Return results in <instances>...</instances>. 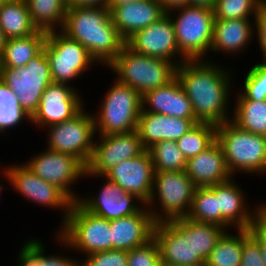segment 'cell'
<instances>
[{"label": "cell", "instance_id": "cell-21", "mask_svg": "<svg viewBox=\"0 0 266 266\" xmlns=\"http://www.w3.org/2000/svg\"><path fill=\"white\" fill-rule=\"evenodd\" d=\"M254 38L255 19H215L209 54L222 53L235 59V56L245 54L248 46L255 42Z\"/></svg>", "mask_w": 266, "mask_h": 266}, {"label": "cell", "instance_id": "cell-29", "mask_svg": "<svg viewBox=\"0 0 266 266\" xmlns=\"http://www.w3.org/2000/svg\"><path fill=\"white\" fill-rule=\"evenodd\" d=\"M26 239V240H25ZM22 241L21 248L18 251L16 258L17 265L15 266H79V259L81 256L73 257L58 253L46 252L48 248L40 238H26ZM46 252V253H45ZM59 254V255H58Z\"/></svg>", "mask_w": 266, "mask_h": 266}, {"label": "cell", "instance_id": "cell-7", "mask_svg": "<svg viewBox=\"0 0 266 266\" xmlns=\"http://www.w3.org/2000/svg\"><path fill=\"white\" fill-rule=\"evenodd\" d=\"M168 14L174 26L179 52L187 60L213 61L207 55L213 38V9L188 5Z\"/></svg>", "mask_w": 266, "mask_h": 266}, {"label": "cell", "instance_id": "cell-6", "mask_svg": "<svg viewBox=\"0 0 266 266\" xmlns=\"http://www.w3.org/2000/svg\"><path fill=\"white\" fill-rule=\"evenodd\" d=\"M96 113L92 111L96 135L128 133L137 130L142 110V96L114 78Z\"/></svg>", "mask_w": 266, "mask_h": 266}, {"label": "cell", "instance_id": "cell-43", "mask_svg": "<svg viewBox=\"0 0 266 266\" xmlns=\"http://www.w3.org/2000/svg\"><path fill=\"white\" fill-rule=\"evenodd\" d=\"M255 39L256 45L261 51L263 60H266V0L262 1L260 5L258 15L255 18Z\"/></svg>", "mask_w": 266, "mask_h": 266}, {"label": "cell", "instance_id": "cell-12", "mask_svg": "<svg viewBox=\"0 0 266 266\" xmlns=\"http://www.w3.org/2000/svg\"><path fill=\"white\" fill-rule=\"evenodd\" d=\"M46 131L48 149L70 154L87 166L96 133L93 114L90 110L87 112L86 106L73 118L44 128Z\"/></svg>", "mask_w": 266, "mask_h": 266}, {"label": "cell", "instance_id": "cell-1", "mask_svg": "<svg viewBox=\"0 0 266 266\" xmlns=\"http://www.w3.org/2000/svg\"><path fill=\"white\" fill-rule=\"evenodd\" d=\"M222 64L216 59L186 60L176 69V78L191 101L194 115L200 123L217 126L231 121V96L233 90L237 91L233 89L236 70Z\"/></svg>", "mask_w": 266, "mask_h": 266}, {"label": "cell", "instance_id": "cell-13", "mask_svg": "<svg viewBox=\"0 0 266 266\" xmlns=\"http://www.w3.org/2000/svg\"><path fill=\"white\" fill-rule=\"evenodd\" d=\"M153 238L158 243L162 266L205 265V261L195 255L193 220L182 217L155 222Z\"/></svg>", "mask_w": 266, "mask_h": 266}, {"label": "cell", "instance_id": "cell-5", "mask_svg": "<svg viewBox=\"0 0 266 266\" xmlns=\"http://www.w3.org/2000/svg\"><path fill=\"white\" fill-rule=\"evenodd\" d=\"M216 141L222 148L226 165L233 177L239 173L265 177V136L244 131L229 121L217 125Z\"/></svg>", "mask_w": 266, "mask_h": 266}, {"label": "cell", "instance_id": "cell-37", "mask_svg": "<svg viewBox=\"0 0 266 266\" xmlns=\"http://www.w3.org/2000/svg\"><path fill=\"white\" fill-rule=\"evenodd\" d=\"M263 0H216L215 19H255Z\"/></svg>", "mask_w": 266, "mask_h": 266}, {"label": "cell", "instance_id": "cell-30", "mask_svg": "<svg viewBox=\"0 0 266 266\" xmlns=\"http://www.w3.org/2000/svg\"><path fill=\"white\" fill-rule=\"evenodd\" d=\"M0 27L7 39L27 37L38 30L25 0H8L0 8Z\"/></svg>", "mask_w": 266, "mask_h": 266}, {"label": "cell", "instance_id": "cell-32", "mask_svg": "<svg viewBox=\"0 0 266 266\" xmlns=\"http://www.w3.org/2000/svg\"><path fill=\"white\" fill-rule=\"evenodd\" d=\"M233 231L227 230L222 234V236L218 239L214 249L207 257L205 266L241 265L243 229H235Z\"/></svg>", "mask_w": 266, "mask_h": 266}, {"label": "cell", "instance_id": "cell-19", "mask_svg": "<svg viewBox=\"0 0 266 266\" xmlns=\"http://www.w3.org/2000/svg\"><path fill=\"white\" fill-rule=\"evenodd\" d=\"M126 44L137 53L167 60L177 67L187 60L179 52L174 26L168 13L155 23L137 31Z\"/></svg>", "mask_w": 266, "mask_h": 266}, {"label": "cell", "instance_id": "cell-41", "mask_svg": "<svg viewBox=\"0 0 266 266\" xmlns=\"http://www.w3.org/2000/svg\"><path fill=\"white\" fill-rule=\"evenodd\" d=\"M128 251L108 250L96 252L79 259V266H127Z\"/></svg>", "mask_w": 266, "mask_h": 266}, {"label": "cell", "instance_id": "cell-2", "mask_svg": "<svg viewBox=\"0 0 266 266\" xmlns=\"http://www.w3.org/2000/svg\"><path fill=\"white\" fill-rule=\"evenodd\" d=\"M61 31L84 46L102 67H107L126 44L112 23L110 11L101 6L68 7Z\"/></svg>", "mask_w": 266, "mask_h": 266}, {"label": "cell", "instance_id": "cell-15", "mask_svg": "<svg viewBox=\"0 0 266 266\" xmlns=\"http://www.w3.org/2000/svg\"><path fill=\"white\" fill-rule=\"evenodd\" d=\"M101 178L103 184L95 194L80 195L77 202L87 211L107 220L119 219L137 213L145 204L135 195L123 191L115 182L106 176L90 174L87 170L85 176ZM84 196V197H83Z\"/></svg>", "mask_w": 266, "mask_h": 266}, {"label": "cell", "instance_id": "cell-45", "mask_svg": "<svg viewBox=\"0 0 266 266\" xmlns=\"http://www.w3.org/2000/svg\"><path fill=\"white\" fill-rule=\"evenodd\" d=\"M68 7L72 6H101L107 8L108 0H65Z\"/></svg>", "mask_w": 266, "mask_h": 266}, {"label": "cell", "instance_id": "cell-10", "mask_svg": "<svg viewBox=\"0 0 266 266\" xmlns=\"http://www.w3.org/2000/svg\"><path fill=\"white\" fill-rule=\"evenodd\" d=\"M4 166L0 167L2 169L0 180L2 181L3 178L5 182L7 180L10 185L8 187L20 193L27 203L29 201L54 211L60 210L62 213L60 228L67 219L73 201L60 188L37 176L24 162Z\"/></svg>", "mask_w": 266, "mask_h": 266}, {"label": "cell", "instance_id": "cell-18", "mask_svg": "<svg viewBox=\"0 0 266 266\" xmlns=\"http://www.w3.org/2000/svg\"><path fill=\"white\" fill-rule=\"evenodd\" d=\"M145 150L137 130L128 133L97 135L86 170L90 174L103 176L121 161L137 157Z\"/></svg>", "mask_w": 266, "mask_h": 266}, {"label": "cell", "instance_id": "cell-9", "mask_svg": "<svg viewBox=\"0 0 266 266\" xmlns=\"http://www.w3.org/2000/svg\"><path fill=\"white\" fill-rule=\"evenodd\" d=\"M43 49L49 60L54 83L75 87L74 80L82 78L90 68L99 66L84 46L61 30L47 32Z\"/></svg>", "mask_w": 266, "mask_h": 266}, {"label": "cell", "instance_id": "cell-46", "mask_svg": "<svg viewBox=\"0 0 266 266\" xmlns=\"http://www.w3.org/2000/svg\"><path fill=\"white\" fill-rule=\"evenodd\" d=\"M165 13H169L184 6H188V0H159Z\"/></svg>", "mask_w": 266, "mask_h": 266}, {"label": "cell", "instance_id": "cell-42", "mask_svg": "<svg viewBox=\"0 0 266 266\" xmlns=\"http://www.w3.org/2000/svg\"><path fill=\"white\" fill-rule=\"evenodd\" d=\"M240 266H264L260 245L250 234L249 229H243V250Z\"/></svg>", "mask_w": 266, "mask_h": 266}, {"label": "cell", "instance_id": "cell-27", "mask_svg": "<svg viewBox=\"0 0 266 266\" xmlns=\"http://www.w3.org/2000/svg\"><path fill=\"white\" fill-rule=\"evenodd\" d=\"M47 32L37 30L35 33L21 38L8 39L0 56V68H20L36 55L44 47Z\"/></svg>", "mask_w": 266, "mask_h": 266}, {"label": "cell", "instance_id": "cell-38", "mask_svg": "<svg viewBox=\"0 0 266 266\" xmlns=\"http://www.w3.org/2000/svg\"><path fill=\"white\" fill-rule=\"evenodd\" d=\"M245 74L243 85L237 90L249 100H266V60L254 63Z\"/></svg>", "mask_w": 266, "mask_h": 266}, {"label": "cell", "instance_id": "cell-33", "mask_svg": "<svg viewBox=\"0 0 266 266\" xmlns=\"http://www.w3.org/2000/svg\"><path fill=\"white\" fill-rule=\"evenodd\" d=\"M24 120V121H23ZM25 121L31 122V118L19 105L16 94L0 81V136L21 126ZM12 128V129H11Z\"/></svg>", "mask_w": 266, "mask_h": 266}, {"label": "cell", "instance_id": "cell-14", "mask_svg": "<svg viewBox=\"0 0 266 266\" xmlns=\"http://www.w3.org/2000/svg\"><path fill=\"white\" fill-rule=\"evenodd\" d=\"M45 148L30 156L25 164L44 181L60 188L73 202L77 201L80 195L73 190V184L85 179L86 166L70 154Z\"/></svg>", "mask_w": 266, "mask_h": 266}, {"label": "cell", "instance_id": "cell-11", "mask_svg": "<svg viewBox=\"0 0 266 266\" xmlns=\"http://www.w3.org/2000/svg\"><path fill=\"white\" fill-rule=\"evenodd\" d=\"M0 81L16 94L19 105L31 118L45 89L53 82L44 49L24 67L0 68Z\"/></svg>", "mask_w": 266, "mask_h": 266}, {"label": "cell", "instance_id": "cell-8", "mask_svg": "<svg viewBox=\"0 0 266 266\" xmlns=\"http://www.w3.org/2000/svg\"><path fill=\"white\" fill-rule=\"evenodd\" d=\"M195 184L183 171L154 172L153 188L146 204L155 222L186 217L189 214Z\"/></svg>", "mask_w": 266, "mask_h": 266}, {"label": "cell", "instance_id": "cell-34", "mask_svg": "<svg viewBox=\"0 0 266 266\" xmlns=\"http://www.w3.org/2000/svg\"><path fill=\"white\" fill-rule=\"evenodd\" d=\"M217 126L211 123H197L176 143L186 159L198 155L216 141Z\"/></svg>", "mask_w": 266, "mask_h": 266}, {"label": "cell", "instance_id": "cell-24", "mask_svg": "<svg viewBox=\"0 0 266 266\" xmlns=\"http://www.w3.org/2000/svg\"><path fill=\"white\" fill-rule=\"evenodd\" d=\"M197 123H200L197 119H183L141 111L137 131L143 147L148 150L159 141H177Z\"/></svg>", "mask_w": 266, "mask_h": 266}, {"label": "cell", "instance_id": "cell-31", "mask_svg": "<svg viewBox=\"0 0 266 266\" xmlns=\"http://www.w3.org/2000/svg\"><path fill=\"white\" fill-rule=\"evenodd\" d=\"M33 25L45 32L62 30L68 5L65 0H25Z\"/></svg>", "mask_w": 266, "mask_h": 266}, {"label": "cell", "instance_id": "cell-16", "mask_svg": "<svg viewBox=\"0 0 266 266\" xmlns=\"http://www.w3.org/2000/svg\"><path fill=\"white\" fill-rule=\"evenodd\" d=\"M81 93L77 87L52 82L45 89L30 123L42 131L52 124L73 118L86 105Z\"/></svg>", "mask_w": 266, "mask_h": 266}, {"label": "cell", "instance_id": "cell-40", "mask_svg": "<svg viewBox=\"0 0 266 266\" xmlns=\"http://www.w3.org/2000/svg\"><path fill=\"white\" fill-rule=\"evenodd\" d=\"M127 266H162L158 243L154 238L128 251Z\"/></svg>", "mask_w": 266, "mask_h": 266}, {"label": "cell", "instance_id": "cell-3", "mask_svg": "<svg viewBox=\"0 0 266 266\" xmlns=\"http://www.w3.org/2000/svg\"><path fill=\"white\" fill-rule=\"evenodd\" d=\"M111 232L110 220L94 215L75 201L65 223L53 235L60 249L85 257L112 250Z\"/></svg>", "mask_w": 266, "mask_h": 266}, {"label": "cell", "instance_id": "cell-49", "mask_svg": "<svg viewBox=\"0 0 266 266\" xmlns=\"http://www.w3.org/2000/svg\"><path fill=\"white\" fill-rule=\"evenodd\" d=\"M7 40H8L7 37L5 36L3 30L0 27V56L3 53Z\"/></svg>", "mask_w": 266, "mask_h": 266}, {"label": "cell", "instance_id": "cell-39", "mask_svg": "<svg viewBox=\"0 0 266 266\" xmlns=\"http://www.w3.org/2000/svg\"><path fill=\"white\" fill-rule=\"evenodd\" d=\"M226 230L212 223L193 221L195 255L204 261L214 249L218 239Z\"/></svg>", "mask_w": 266, "mask_h": 266}, {"label": "cell", "instance_id": "cell-36", "mask_svg": "<svg viewBox=\"0 0 266 266\" xmlns=\"http://www.w3.org/2000/svg\"><path fill=\"white\" fill-rule=\"evenodd\" d=\"M187 218L218 226V204L216 199V185L210 187H196L192 205Z\"/></svg>", "mask_w": 266, "mask_h": 266}, {"label": "cell", "instance_id": "cell-20", "mask_svg": "<svg viewBox=\"0 0 266 266\" xmlns=\"http://www.w3.org/2000/svg\"><path fill=\"white\" fill-rule=\"evenodd\" d=\"M154 172L151 154L145 150L137 157L121 161L104 176L146 205L152 193Z\"/></svg>", "mask_w": 266, "mask_h": 266}, {"label": "cell", "instance_id": "cell-28", "mask_svg": "<svg viewBox=\"0 0 266 266\" xmlns=\"http://www.w3.org/2000/svg\"><path fill=\"white\" fill-rule=\"evenodd\" d=\"M232 106L231 122L240 129L266 137V100L247 99L239 90Z\"/></svg>", "mask_w": 266, "mask_h": 266}, {"label": "cell", "instance_id": "cell-23", "mask_svg": "<svg viewBox=\"0 0 266 266\" xmlns=\"http://www.w3.org/2000/svg\"><path fill=\"white\" fill-rule=\"evenodd\" d=\"M107 9L112 23L125 41L166 14L159 0L136 1Z\"/></svg>", "mask_w": 266, "mask_h": 266}, {"label": "cell", "instance_id": "cell-35", "mask_svg": "<svg viewBox=\"0 0 266 266\" xmlns=\"http://www.w3.org/2000/svg\"><path fill=\"white\" fill-rule=\"evenodd\" d=\"M148 151L151 154L155 172L183 171L186 169L187 159L179 150L176 141H159Z\"/></svg>", "mask_w": 266, "mask_h": 266}, {"label": "cell", "instance_id": "cell-4", "mask_svg": "<svg viewBox=\"0 0 266 266\" xmlns=\"http://www.w3.org/2000/svg\"><path fill=\"white\" fill-rule=\"evenodd\" d=\"M106 68L113 72L116 80L130 86L142 96L173 81L177 66L164 59L137 53L125 44Z\"/></svg>", "mask_w": 266, "mask_h": 266}, {"label": "cell", "instance_id": "cell-22", "mask_svg": "<svg viewBox=\"0 0 266 266\" xmlns=\"http://www.w3.org/2000/svg\"><path fill=\"white\" fill-rule=\"evenodd\" d=\"M155 221L144 205L137 213L110 220L112 249L132 250L153 238Z\"/></svg>", "mask_w": 266, "mask_h": 266}, {"label": "cell", "instance_id": "cell-47", "mask_svg": "<svg viewBox=\"0 0 266 266\" xmlns=\"http://www.w3.org/2000/svg\"><path fill=\"white\" fill-rule=\"evenodd\" d=\"M216 0H188L190 6L206 7L213 9Z\"/></svg>", "mask_w": 266, "mask_h": 266}, {"label": "cell", "instance_id": "cell-26", "mask_svg": "<svg viewBox=\"0 0 266 266\" xmlns=\"http://www.w3.org/2000/svg\"><path fill=\"white\" fill-rule=\"evenodd\" d=\"M185 172L196 187H210L233 178L217 141L203 152L187 159Z\"/></svg>", "mask_w": 266, "mask_h": 266}, {"label": "cell", "instance_id": "cell-25", "mask_svg": "<svg viewBox=\"0 0 266 266\" xmlns=\"http://www.w3.org/2000/svg\"><path fill=\"white\" fill-rule=\"evenodd\" d=\"M183 119H196L180 81L175 78L168 85L142 95V110Z\"/></svg>", "mask_w": 266, "mask_h": 266}, {"label": "cell", "instance_id": "cell-48", "mask_svg": "<svg viewBox=\"0 0 266 266\" xmlns=\"http://www.w3.org/2000/svg\"><path fill=\"white\" fill-rule=\"evenodd\" d=\"M136 1H142V0H108L107 8H115L116 6L130 4Z\"/></svg>", "mask_w": 266, "mask_h": 266}, {"label": "cell", "instance_id": "cell-44", "mask_svg": "<svg viewBox=\"0 0 266 266\" xmlns=\"http://www.w3.org/2000/svg\"><path fill=\"white\" fill-rule=\"evenodd\" d=\"M266 208V201L264 202ZM250 234L258 241L266 266V209L254 220L249 228Z\"/></svg>", "mask_w": 266, "mask_h": 266}, {"label": "cell", "instance_id": "cell-51", "mask_svg": "<svg viewBox=\"0 0 266 266\" xmlns=\"http://www.w3.org/2000/svg\"><path fill=\"white\" fill-rule=\"evenodd\" d=\"M8 0H0V8L7 2Z\"/></svg>", "mask_w": 266, "mask_h": 266}, {"label": "cell", "instance_id": "cell-50", "mask_svg": "<svg viewBox=\"0 0 266 266\" xmlns=\"http://www.w3.org/2000/svg\"><path fill=\"white\" fill-rule=\"evenodd\" d=\"M0 175H1V170H0ZM6 185H4L1 181H0V194H2L5 189H7V186L5 188ZM2 190V191H1ZM1 197V196H0ZM1 199V198H0Z\"/></svg>", "mask_w": 266, "mask_h": 266}, {"label": "cell", "instance_id": "cell-17", "mask_svg": "<svg viewBox=\"0 0 266 266\" xmlns=\"http://www.w3.org/2000/svg\"><path fill=\"white\" fill-rule=\"evenodd\" d=\"M234 177L216 184L218 226L227 230L249 229L254 220L266 209L264 202L249 205L248 196ZM252 207V208H251Z\"/></svg>", "mask_w": 266, "mask_h": 266}]
</instances>
